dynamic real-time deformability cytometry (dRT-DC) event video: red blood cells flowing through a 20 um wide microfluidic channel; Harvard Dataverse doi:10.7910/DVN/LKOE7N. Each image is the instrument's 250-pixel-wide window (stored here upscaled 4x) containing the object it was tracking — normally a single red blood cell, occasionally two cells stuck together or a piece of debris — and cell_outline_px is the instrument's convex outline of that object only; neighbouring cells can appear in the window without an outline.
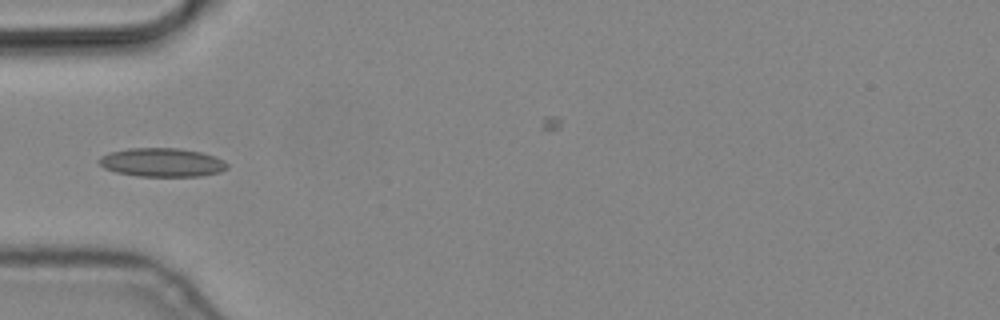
{"species": "common noctule bat (a hibernating species)", "species_latin": "Nyctalus noctula", "temperature_condition": "cold", "stored_images_in_passage": 2, "camera_frame_rate_fps": 3000, "um_per_image_px": 0.085, "animal": {"sex": "male", "body_mass_g": 19.2, "forearm_length_mm": 51.8}, "frame": {"image": 1, "passage_image": 1, "time_ms": 0.0, "image_size_px": [1000, 320], "cell_outline_px": [[228, 168], [220, 172], [200, 176], [136, 176], [116, 172], [104, 168], [96, 160], [100, 156], [108, 152], [128, 148], [180, 148], [200, 152], [224, 160], [228, 164]], "centroid_in_image_um": [13.73, 13.8], "position_along_channel_um": 71.3, "area_um2": 21.56}}